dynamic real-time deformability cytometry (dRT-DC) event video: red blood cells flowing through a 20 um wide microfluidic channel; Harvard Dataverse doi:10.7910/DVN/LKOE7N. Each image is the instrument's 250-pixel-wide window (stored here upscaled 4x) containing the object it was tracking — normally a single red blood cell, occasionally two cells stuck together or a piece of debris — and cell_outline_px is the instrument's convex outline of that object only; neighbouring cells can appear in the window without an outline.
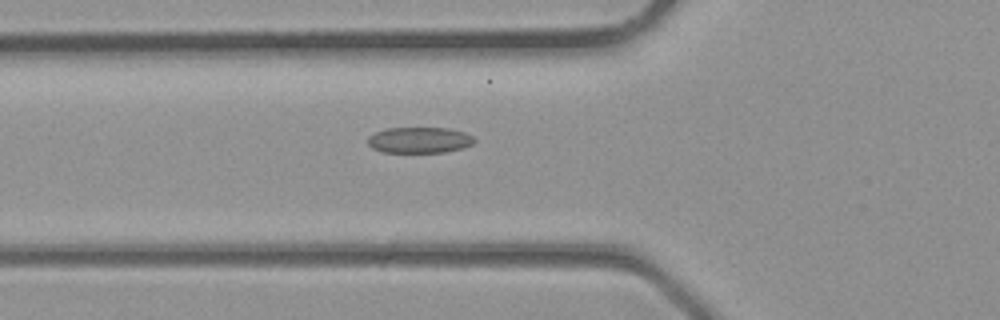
{"species": "common noctule bat (a hibernating species)", "species_latin": "Nyctalus noctula", "temperature_condition": "room temperature", "stored_images_in_passage": 27, "camera_frame_rate_fps": 3000, "um_per_image_px": 0.085, "animal": {"sex": "male", "body_mass_g": 23.1, "forearm_length_mm": 52.7}, "frame": {"image": 1, "passage_image": 5, "time_ms": 1.333, "image_size_px": [1000, 320], "cell_outline_px": [[476, 140], [472, 144], [460, 148], [444, 152], [384, 152], [372, 148], [368, 144], [368, 136], [376, 132], [388, 128], [448, 128], [464, 132], [472, 136]], "centroid_in_image_um": [35.64, 11.9], "position_along_channel_um": 90.2, "area_um2": 15.95}}
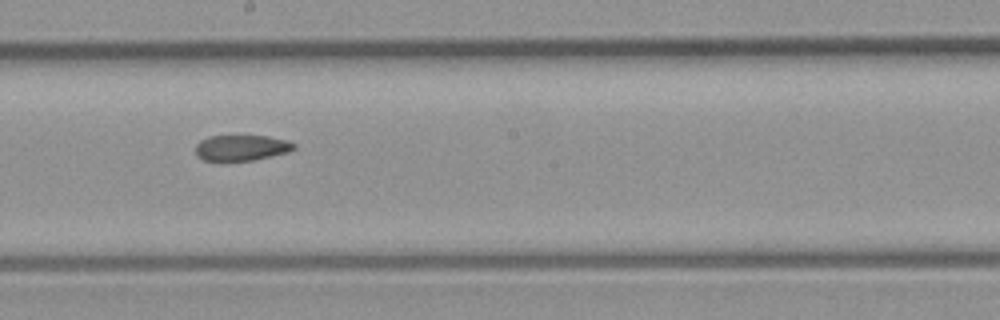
{"frame": {"image": 2, "passage_image": 12, "time_ms": 3.667, "image_size_px": [1000, 320], "cell_outline_px": [[296, 148], [288, 152], [272, 156], [252, 160], [204, 160], [196, 156], [196, 144], [200, 140], [208, 136], [268, 136], [288, 140], [296, 144]], "centroid_in_image_um": [20.54, 12.55], "position_along_channel_um": 227.7, "area_um2": 14.74}}
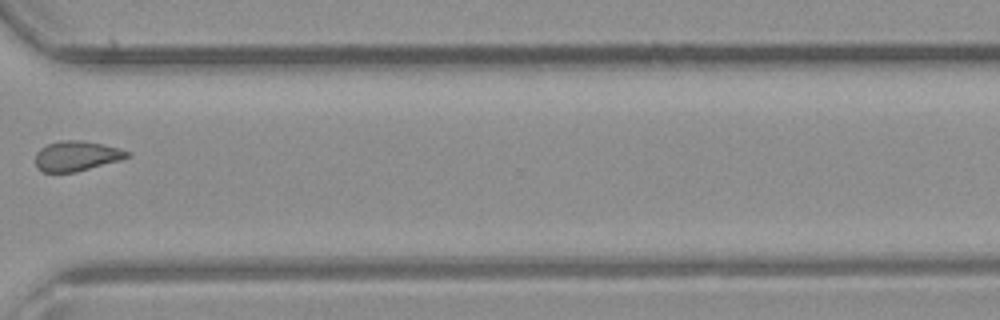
{"frame": {"image": 3, "passage_image": 19, "time_ms": 6.0, "image_size_px": [1000, 320], "cell_outline_px": [[132, 156], [120, 160], [76, 172], [44, 172], [36, 168], [36, 152], [40, 148], [48, 144], [60, 140], [80, 140], [120, 148], [128, 152]], "centroid_in_image_um": [6.49, 13.26], "position_along_channel_um": 364.1, "area_um2": 16.01}}